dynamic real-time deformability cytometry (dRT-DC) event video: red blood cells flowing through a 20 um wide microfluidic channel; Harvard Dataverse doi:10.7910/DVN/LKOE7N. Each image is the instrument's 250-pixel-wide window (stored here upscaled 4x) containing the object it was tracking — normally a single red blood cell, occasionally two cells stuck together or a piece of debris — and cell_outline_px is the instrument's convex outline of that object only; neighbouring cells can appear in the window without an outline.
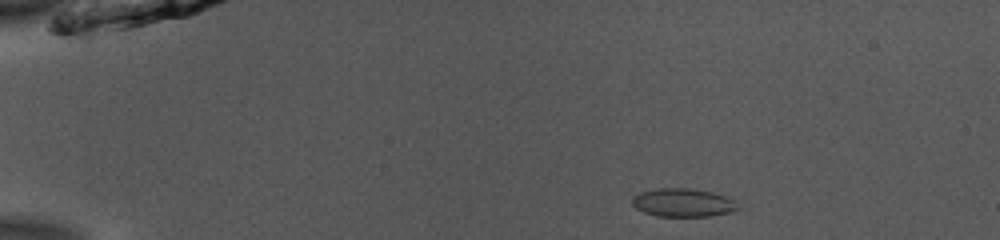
{"species": "common noctule bat (a hibernating species)", "species_latin": "Nyctalus noctula", "temperature_condition": "room temperature", "stored_images_in_passage": 44, "camera_frame_rate_fps": 3000, "um_per_image_px": 0.085, "animal": {"sex": "male", "body_mass_g": 13.0, "forearm_length_mm": 53.1}, "frame": {"image": 1, "passage_image": 1, "time_ms": 0.0, "image_size_px": [1000, 240], "cell_outline_px": [[740, 208], [732, 212], [712, 216], [656, 216], [644, 212], [636, 208], [632, 204], [632, 200], [640, 192], [656, 188], [688, 188], [712, 192], [736, 200]], "centroid_in_image_um": [58.1, 17.23], "position_along_channel_um": 26.9, "area_um2": 17.51}}
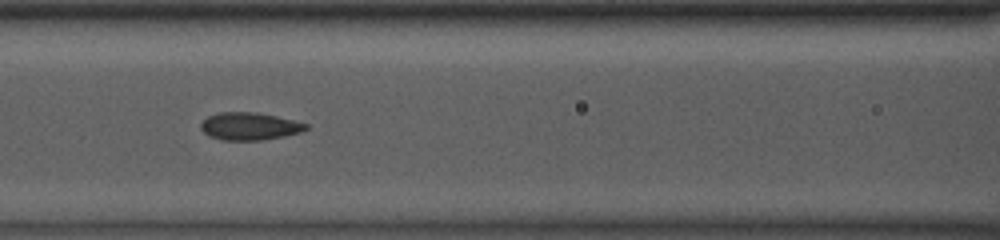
{"frame": {"image": 2, "passage_image": 16, "time_ms": 5.0, "image_size_px": [1000, 240], "cell_outline_px": [[308, 128], [300, 132], [284, 136], [260, 140], [220, 140], [208, 136], [200, 128], [200, 124], [208, 116], [220, 112], [256, 112], [276, 116], [308, 124]], "centroid_in_image_um": [21.18, 10.73], "position_along_channel_um": 145.4, "area_um2": 16.82}}
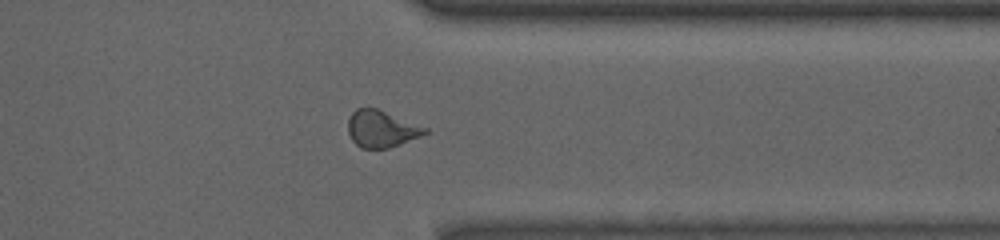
{"frame": {"image": 3, "passage_image": 34, "time_ms": 11.0, "image_size_px": [1000, 240], "cell_outline_px": [[428, 132], [420, 136], [400, 144], [388, 148], [360, 148], [352, 140], [348, 132], [348, 120], [352, 112], [356, 108], [376, 108], [428, 128]], "centroid_in_image_um": [32.4, 10.95], "position_along_channel_um": 379.0, "area_um2": 16.36}, "authors_computed_cell_mechanics": {"area_um2": 17.0799, "velocity_mm_per_s": 3.9177, "shape_relaxation_time_tau1_ms": null, "shape_relaxation_time_tau2_ms": 1.1632, "deformation_change_tau1": null, "deformation_change_tau2": 0.0627}}